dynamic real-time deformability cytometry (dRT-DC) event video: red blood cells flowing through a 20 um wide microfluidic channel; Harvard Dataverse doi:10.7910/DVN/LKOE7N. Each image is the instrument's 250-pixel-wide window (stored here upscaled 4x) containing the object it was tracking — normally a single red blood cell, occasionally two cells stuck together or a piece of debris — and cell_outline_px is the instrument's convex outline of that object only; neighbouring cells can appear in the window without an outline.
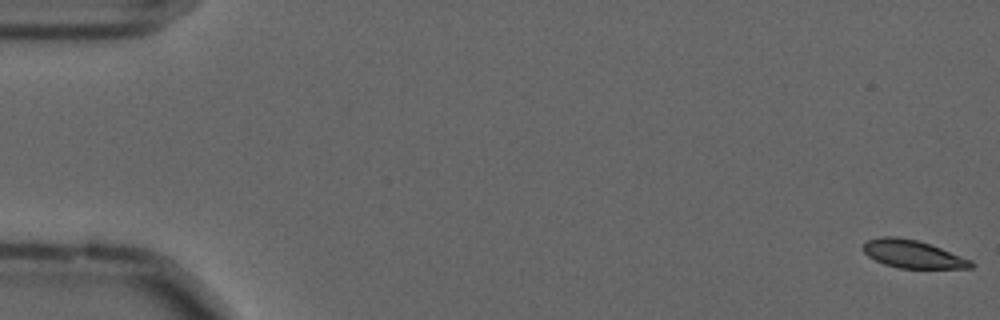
{"species": "common noctule bat (a hibernating species)", "species_latin": "Nyctalus noctula", "temperature_condition": "cold", "stored_images_in_passage": 18, "camera_frame_rate_fps": 3000, "um_per_image_px": 0.085, "animal": {"sex": "male", "forearm_length_mm": 52.5}, "frame": {"image": 1, "passage_image": 1, "time_ms": 0.0, "image_size_px": [1000, 320], "cell_outline_px": [[976, 264], [972, 268], [900, 268], [884, 264], [868, 256], [864, 252], [864, 244], [868, 240], [880, 236], [896, 236], [916, 240], [940, 248], [972, 260]], "centroid_in_image_um": [77.6, 21.6], "position_along_channel_um": 7.4, "area_um2": 17.34}}
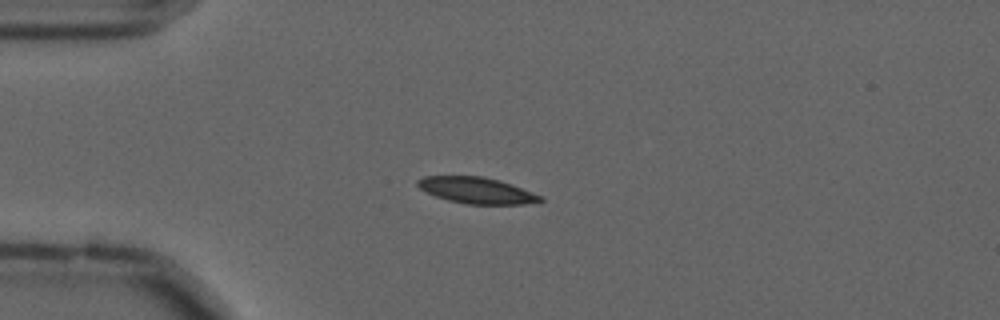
{"frame": {"image": 2, "passage_image": 15, "time_ms": 4.667, "image_size_px": [1000, 320], "cell_outline_px": [[544, 200], [524, 204], [464, 204], [448, 200], [436, 196], [420, 188], [416, 184], [416, 180], [424, 176], [484, 176], [544, 196]], "centroid_in_image_um": [40.49, 16.19], "position_along_channel_um": 44.5, "area_um2": 18.5}}